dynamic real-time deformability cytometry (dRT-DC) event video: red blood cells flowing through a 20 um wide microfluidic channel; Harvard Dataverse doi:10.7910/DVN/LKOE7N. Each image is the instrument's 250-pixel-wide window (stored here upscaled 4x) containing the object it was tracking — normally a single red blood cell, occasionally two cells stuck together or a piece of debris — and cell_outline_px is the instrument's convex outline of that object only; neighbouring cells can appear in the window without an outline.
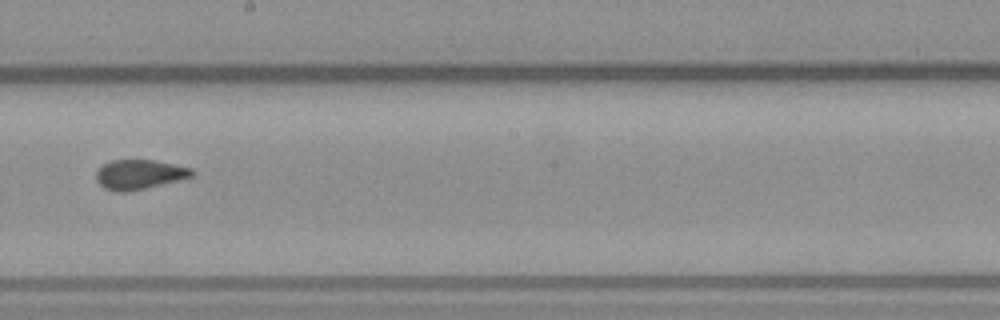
{"species": "common noctule bat (a hibernating species)", "species_latin": "Nyctalus noctula", "temperature_condition": "warm", "stored_images_in_passage": 10, "camera_frame_rate_fps": 3000, "um_per_image_px": 0.085, "animal": {"sex": "male", "body_mass_g": 23.1, "forearm_length_mm": 52.7}, "frame": {"image": 1, "passage_image": 9, "time_ms": 9.667, "image_size_px": [1000, 320], "cell_outline_px": [[196, 172], [192, 176], [128, 192], [116, 192], [104, 188], [96, 180], [96, 172], [104, 164], [112, 160], [156, 160], [192, 168]], "centroid_in_image_um": [11.83, 14.82], "position_along_channel_um": 236.4, "area_um2": 16.36}}
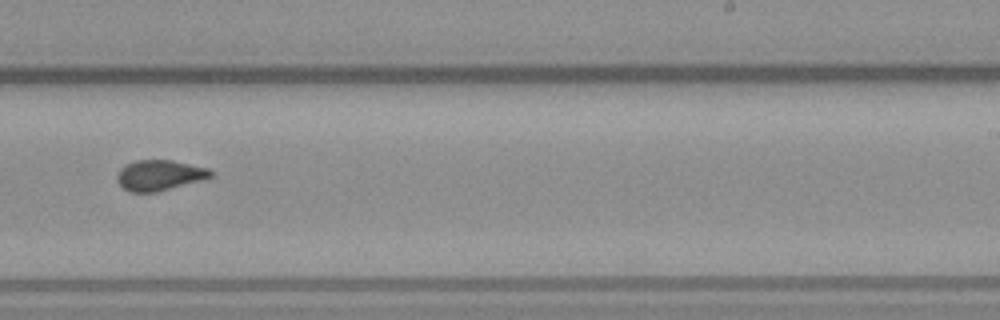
{"frame": {"image": 2, "passage_image": 10, "time_ms": 10.667, "image_size_px": [1000, 320], "cell_outline_px": [[212, 176], [204, 180], [156, 192], [128, 192], [116, 180], [116, 176], [120, 168], [136, 160], [172, 160], [208, 168], [212, 172]], "centroid_in_image_um": [13.55, 14.9], "position_along_channel_um": 275.4, "area_um2": 16.65}}